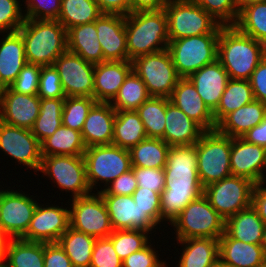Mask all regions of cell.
Wrapping results in <instances>:
<instances>
[{
  "label": "cell",
  "instance_id": "obj_16",
  "mask_svg": "<svg viewBox=\"0 0 266 267\" xmlns=\"http://www.w3.org/2000/svg\"><path fill=\"white\" fill-rule=\"evenodd\" d=\"M0 149L20 164L39 171L42 161L41 143L30 129L0 121Z\"/></svg>",
  "mask_w": 266,
  "mask_h": 267
},
{
  "label": "cell",
  "instance_id": "obj_66",
  "mask_svg": "<svg viewBox=\"0 0 266 267\" xmlns=\"http://www.w3.org/2000/svg\"><path fill=\"white\" fill-rule=\"evenodd\" d=\"M213 267H227L225 265H222L220 262H218L216 265H214Z\"/></svg>",
  "mask_w": 266,
  "mask_h": 267
},
{
  "label": "cell",
  "instance_id": "obj_4",
  "mask_svg": "<svg viewBox=\"0 0 266 267\" xmlns=\"http://www.w3.org/2000/svg\"><path fill=\"white\" fill-rule=\"evenodd\" d=\"M125 30L128 61L168 47V19L164 9L125 15Z\"/></svg>",
  "mask_w": 266,
  "mask_h": 267
},
{
  "label": "cell",
  "instance_id": "obj_2",
  "mask_svg": "<svg viewBox=\"0 0 266 267\" xmlns=\"http://www.w3.org/2000/svg\"><path fill=\"white\" fill-rule=\"evenodd\" d=\"M266 47L241 33L235 26H223L218 37L217 60L227 71L229 79L249 80Z\"/></svg>",
  "mask_w": 266,
  "mask_h": 267
},
{
  "label": "cell",
  "instance_id": "obj_29",
  "mask_svg": "<svg viewBox=\"0 0 266 267\" xmlns=\"http://www.w3.org/2000/svg\"><path fill=\"white\" fill-rule=\"evenodd\" d=\"M266 117V104L259 100L245 104L227 114L217 125L216 130L231 138L242 137Z\"/></svg>",
  "mask_w": 266,
  "mask_h": 267
},
{
  "label": "cell",
  "instance_id": "obj_42",
  "mask_svg": "<svg viewBox=\"0 0 266 267\" xmlns=\"http://www.w3.org/2000/svg\"><path fill=\"white\" fill-rule=\"evenodd\" d=\"M169 101V98L150 97L136 109L148 138H158L164 141L165 113Z\"/></svg>",
  "mask_w": 266,
  "mask_h": 267
},
{
  "label": "cell",
  "instance_id": "obj_63",
  "mask_svg": "<svg viewBox=\"0 0 266 267\" xmlns=\"http://www.w3.org/2000/svg\"><path fill=\"white\" fill-rule=\"evenodd\" d=\"M266 2V0H237V7L239 12L251 4Z\"/></svg>",
  "mask_w": 266,
  "mask_h": 267
},
{
  "label": "cell",
  "instance_id": "obj_6",
  "mask_svg": "<svg viewBox=\"0 0 266 267\" xmlns=\"http://www.w3.org/2000/svg\"><path fill=\"white\" fill-rule=\"evenodd\" d=\"M171 225L176 228V240L219 239L225 232V219L210 205L203 194L191 201Z\"/></svg>",
  "mask_w": 266,
  "mask_h": 267
},
{
  "label": "cell",
  "instance_id": "obj_19",
  "mask_svg": "<svg viewBox=\"0 0 266 267\" xmlns=\"http://www.w3.org/2000/svg\"><path fill=\"white\" fill-rule=\"evenodd\" d=\"M40 112V98L14 92L10 87L0 90V121L32 129Z\"/></svg>",
  "mask_w": 266,
  "mask_h": 267
},
{
  "label": "cell",
  "instance_id": "obj_36",
  "mask_svg": "<svg viewBox=\"0 0 266 267\" xmlns=\"http://www.w3.org/2000/svg\"><path fill=\"white\" fill-rule=\"evenodd\" d=\"M4 262L9 267H44V242L10 239Z\"/></svg>",
  "mask_w": 266,
  "mask_h": 267
},
{
  "label": "cell",
  "instance_id": "obj_26",
  "mask_svg": "<svg viewBox=\"0 0 266 267\" xmlns=\"http://www.w3.org/2000/svg\"><path fill=\"white\" fill-rule=\"evenodd\" d=\"M219 262L227 267H266L261 245L231 238L226 232L219 238Z\"/></svg>",
  "mask_w": 266,
  "mask_h": 267
},
{
  "label": "cell",
  "instance_id": "obj_11",
  "mask_svg": "<svg viewBox=\"0 0 266 267\" xmlns=\"http://www.w3.org/2000/svg\"><path fill=\"white\" fill-rule=\"evenodd\" d=\"M254 185L255 183L248 178L230 175L205 186L203 195L226 220L252 205Z\"/></svg>",
  "mask_w": 266,
  "mask_h": 267
},
{
  "label": "cell",
  "instance_id": "obj_65",
  "mask_svg": "<svg viewBox=\"0 0 266 267\" xmlns=\"http://www.w3.org/2000/svg\"><path fill=\"white\" fill-rule=\"evenodd\" d=\"M0 267H9L4 261H0Z\"/></svg>",
  "mask_w": 266,
  "mask_h": 267
},
{
  "label": "cell",
  "instance_id": "obj_52",
  "mask_svg": "<svg viewBox=\"0 0 266 267\" xmlns=\"http://www.w3.org/2000/svg\"><path fill=\"white\" fill-rule=\"evenodd\" d=\"M135 204L147 212L158 224L162 221L161 193L138 187L132 194Z\"/></svg>",
  "mask_w": 266,
  "mask_h": 267
},
{
  "label": "cell",
  "instance_id": "obj_50",
  "mask_svg": "<svg viewBox=\"0 0 266 267\" xmlns=\"http://www.w3.org/2000/svg\"><path fill=\"white\" fill-rule=\"evenodd\" d=\"M89 267H122V260L115 252L109 238L96 239Z\"/></svg>",
  "mask_w": 266,
  "mask_h": 267
},
{
  "label": "cell",
  "instance_id": "obj_13",
  "mask_svg": "<svg viewBox=\"0 0 266 267\" xmlns=\"http://www.w3.org/2000/svg\"><path fill=\"white\" fill-rule=\"evenodd\" d=\"M39 171L57 183L58 188L72 192L73 198L86 196L92 192L86 177L83 155L43 156Z\"/></svg>",
  "mask_w": 266,
  "mask_h": 267
},
{
  "label": "cell",
  "instance_id": "obj_44",
  "mask_svg": "<svg viewBox=\"0 0 266 267\" xmlns=\"http://www.w3.org/2000/svg\"><path fill=\"white\" fill-rule=\"evenodd\" d=\"M148 233L134 229L114 230L108 238L112 241L115 252L123 261L132 253L141 250L149 244Z\"/></svg>",
  "mask_w": 266,
  "mask_h": 267
},
{
  "label": "cell",
  "instance_id": "obj_40",
  "mask_svg": "<svg viewBox=\"0 0 266 267\" xmlns=\"http://www.w3.org/2000/svg\"><path fill=\"white\" fill-rule=\"evenodd\" d=\"M65 98L40 99V112L31 129L42 143L62 125V111Z\"/></svg>",
  "mask_w": 266,
  "mask_h": 267
},
{
  "label": "cell",
  "instance_id": "obj_55",
  "mask_svg": "<svg viewBox=\"0 0 266 267\" xmlns=\"http://www.w3.org/2000/svg\"><path fill=\"white\" fill-rule=\"evenodd\" d=\"M137 180L130 169L128 172L121 174L117 179L112 181L106 188L98 191L101 195H132L138 188Z\"/></svg>",
  "mask_w": 266,
  "mask_h": 267
},
{
  "label": "cell",
  "instance_id": "obj_56",
  "mask_svg": "<svg viewBox=\"0 0 266 267\" xmlns=\"http://www.w3.org/2000/svg\"><path fill=\"white\" fill-rule=\"evenodd\" d=\"M44 267H73L58 242L44 243Z\"/></svg>",
  "mask_w": 266,
  "mask_h": 267
},
{
  "label": "cell",
  "instance_id": "obj_17",
  "mask_svg": "<svg viewBox=\"0 0 266 267\" xmlns=\"http://www.w3.org/2000/svg\"><path fill=\"white\" fill-rule=\"evenodd\" d=\"M113 230L134 229L151 232L158 223L135 204L132 195H101Z\"/></svg>",
  "mask_w": 266,
  "mask_h": 267
},
{
  "label": "cell",
  "instance_id": "obj_25",
  "mask_svg": "<svg viewBox=\"0 0 266 267\" xmlns=\"http://www.w3.org/2000/svg\"><path fill=\"white\" fill-rule=\"evenodd\" d=\"M116 110L109 102H96L81 130L86 147L112 144Z\"/></svg>",
  "mask_w": 266,
  "mask_h": 267
},
{
  "label": "cell",
  "instance_id": "obj_57",
  "mask_svg": "<svg viewBox=\"0 0 266 267\" xmlns=\"http://www.w3.org/2000/svg\"><path fill=\"white\" fill-rule=\"evenodd\" d=\"M249 82L254 99L266 104V55L253 71Z\"/></svg>",
  "mask_w": 266,
  "mask_h": 267
},
{
  "label": "cell",
  "instance_id": "obj_31",
  "mask_svg": "<svg viewBox=\"0 0 266 267\" xmlns=\"http://www.w3.org/2000/svg\"><path fill=\"white\" fill-rule=\"evenodd\" d=\"M97 38L96 20L72 27L67 31V50L93 64L105 62L106 60Z\"/></svg>",
  "mask_w": 266,
  "mask_h": 267
},
{
  "label": "cell",
  "instance_id": "obj_51",
  "mask_svg": "<svg viewBox=\"0 0 266 267\" xmlns=\"http://www.w3.org/2000/svg\"><path fill=\"white\" fill-rule=\"evenodd\" d=\"M62 0H26L25 19L57 20Z\"/></svg>",
  "mask_w": 266,
  "mask_h": 267
},
{
  "label": "cell",
  "instance_id": "obj_34",
  "mask_svg": "<svg viewBox=\"0 0 266 267\" xmlns=\"http://www.w3.org/2000/svg\"><path fill=\"white\" fill-rule=\"evenodd\" d=\"M86 148L81 132L61 125L52 136L41 143V155L80 156Z\"/></svg>",
  "mask_w": 266,
  "mask_h": 267
},
{
  "label": "cell",
  "instance_id": "obj_61",
  "mask_svg": "<svg viewBox=\"0 0 266 267\" xmlns=\"http://www.w3.org/2000/svg\"><path fill=\"white\" fill-rule=\"evenodd\" d=\"M169 0H130V13L139 11H159Z\"/></svg>",
  "mask_w": 266,
  "mask_h": 267
},
{
  "label": "cell",
  "instance_id": "obj_15",
  "mask_svg": "<svg viewBox=\"0 0 266 267\" xmlns=\"http://www.w3.org/2000/svg\"><path fill=\"white\" fill-rule=\"evenodd\" d=\"M30 197L24 192L0 190V226L11 239L22 238L29 228L38 204Z\"/></svg>",
  "mask_w": 266,
  "mask_h": 267
},
{
  "label": "cell",
  "instance_id": "obj_43",
  "mask_svg": "<svg viewBox=\"0 0 266 267\" xmlns=\"http://www.w3.org/2000/svg\"><path fill=\"white\" fill-rule=\"evenodd\" d=\"M234 26L266 47V2L244 7Z\"/></svg>",
  "mask_w": 266,
  "mask_h": 267
},
{
  "label": "cell",
  "instance_id": "obj_59",
  "mask_svg": "<svg viewBox=\"0 0 266 267\" xmlns=\"http://www.w3.org/2000/svg\"><path fill=\"white\" fill-rule=\"evenodd\" d=\"M101 11L108 14L128 15L130 13V0H95Z\"/></svg>",
  "mask_w": 266,
  "mask_h": 267
},
{
  "label": "cell",
  "instance_id": "obj_3",
  "mask_svg": "<svg viewBox=\"0 0 266 267\" xmlns=\"http://www.w3.org/2000/svg\"><path fill=\"white\" fill-rule=\"evenodd\" d=\"M18 32L29 64L53 65L67 50V30L58 20L25 19Z\"/></svg>",
  "mask_w": 266,
  "mask_h": 267
},
{
  "label": "cell",
  "instance_id": "obj_30",
  "mask_svg": "<svg viewBox=\"0 0 266 267\" xmlns=\"http://www.w3.org/2000/svg\"><path fill=\"white\" fill-rule=\"evenodd\" d=\"M264 229V222L252 205L225 220V232L231 238L249 244L261 245Z\"/></svg>",
  "mask_w": 266,
  "mask_h": 267
},
{
  "label": "cell",
  "instance_id": "obj_39",
  "mask_svg": "<svg viewBox=\"0 0 266 267\" xmlns=\"http://www.w3.org/2000/svg\"><path fill=\"white\" fill-rule=\"evenodd\" d=\"M103 12L95 0H62L58 21L70 28L94 22Z\"/></svg>",
  "mask_w": 266,
  "mask_h": 267
},
{
  "label": "cell",
  "instance_id": "obj_28",
  "mask_svg": "<svg viewBox=\"0 0 266 267\" xmlns=\"http://www.w3.org/2000/svg\"><path fill=\"white\" fill-rule=\"evenodd\" d=\"M0 42V88L9 87L27 63L21 34L7 32Z\"/></svg>",
  "mask_w": 266,
  "mask_h": 267
},
{
  "label": "cell",
  "instance_id": "obj_46",
  "mask_svg": "<svg viewBox=\"0 0 266 267\" xmlns=\"http://www.w3.org/2000/svg\"><path fill=\"white\" fill-rule=\"evenodd\" d=\"M222 26H234L239 16L237 0H191Z\"/></svg>",
  "mask_w": 266,
  "mask_h": 267
},
{
  "label": "cell",
  "instance_id": "obj_1",
  "mask_svg": "<svg viewBox=\"0 0 266 267\" xmlns=\"http://www.w3.org/2000/svg\"><path fill=\"white\" fill-rule=\"evenodd\" d=\"M165 187L161 193L162 222L170 224L191 202L203 194L198 177L195 144L170 146L164 167Z\"/></svg>",
  "mask_w": 266,
  "mask_h": 267
},
{
  "label": "cell",
  "instance_id": "obj_58",
  "mask_svg": "<svg viewBox=\"0 0 266 267\" xmlns=\"http://www.w3.org/2000/svg\"><path fill=\"white\" fill-rule=\"evenodd\" d=\"M265 181L254 185L252 193V206L257 210L259 217L266 227V188Z\"/></svg>",
  "mask_w": 266,
  "mask_h": 267
},
{
  "label": "cell",
  "instance_id": "obj_23",
  "mask_svg": "<svg viewBox=\"0 0 266 267\" xmlns=\"http://www.w3.org/2000/svg\"><path fill=\"white\" fill-rule=\"evenodd\" d=\"M188 79L195 86L205 105L213 113L220 103L229 80L227 71L216 60L191 74Z\"/></svg>",
  "mask_w": 266,
  "mask_h": 267
},
{
  "label": "cell",
  "instance_id": "obj_9",
  "mask_svg": "<svg viewBox=\"0 0 266 267\" xmlns=\"http://www.w3.org/2000/svg\"><path fill=\"white\" fill-rule=\"evenodd\" d=\"M83 157L91 191L99 181L107 187L132 168L129 150L113 144L87 147Z\"/></svg>",
  "mask_w": 266,
  "mask_h": 267
},
{
  "label": "cell",
  "instance_id": "obj_62",
  "mask_svg": "<svg viewBox=\"0 0 266 267\" xmlns=\"http://www.w3.org/2000/svg\"><path fill=\"white\" fill-rule=\"evenodd\" d=\"M10 237L6 234L4 229L0 226V261H4Z\"/></svg>",
  "mask_w": 266,
  "mask_h": 267
},
{
  "label": "cell",
  "instance_id": "obj_24",
  "mask_svg": "<svg viewBox=\"0 0 266 267\" xmlns=\"http://www.w3.org/2000/svg\"><path fill=\"white\" fill-rule=\"evenodd\" d=\"M131 71L132 62L128 60L95 64L93 98L97 102H112Z\"/></svg>",
  "mask_w": 266,
  "mask_h": 267
},
{
  "label": "cell",
  "instance_id": "obj_7",
  "mask_svg": "<svg viewBox=\"0 0 266 267\" xmlns=\"http://www.w3.org/2000/svg\"><path fill=\"white\" fill-rule=\"evenodd\" d=\"M195 146L198 177L203 187L232 175L231 137L219 133L216 129L205 131Z\"/></svg>",
  "mask_w": 266,
  "mask_h": 267
},
{
  "label": "cell",
  "instance_id": "obj_27",
  "mask_svg": "<svg viewBox=\"0 0 266 267\" xmlns=\"http://www.w3.org/2000/svg\"><path fill=\"white\" fill-rule=\"evenodd\" d=\"M205 130L170 101L166 105L164 141L169 146L193 145Z\"/></svg>",
  "mask_w": 266,
  "mask_h": 267
},
{
  "label": "cell",
  "instance_id": "obj_18",
  "mask_svg": "<svg viewBox=\"0 0 266 267\" xmlns=\"http://www.w3.org/2000/svg\"><path fill=\"white\" fill-rule=\"evenodd\" d=\"M42 206L37 204L29 228L21 239L44 243L58 242L70 226L69 210L62 206Z\"/></svg>",
  "mask_w": 266,
  "mask_h": 267
},
{
  "label": "cell",
  "instance_id": "obj_64",
  "mask_svg": "<svg viewBox=\"0 0 266 267\" xmlns=\"http://www.w3.org/2000/svg\"><path fill=\"white\" fill-rule=\"evenodd\" d=\"M261 246L264 250V253L266 255V227L264 229V233H263V239H262V243H261Z\"/></svg>",
  "mask_w": 266,
  "mask_h": 267
},
{
  "label": "cell",
  "instance_id": "obj_12",
  "mask_svg": "<svg viewBox=\"0 0 266 267\" xmlns=\"http://www.w3.org/2000/svg\"><path fill=\"white\" fill-rule=\"evenodd\" d=\"M70 227L96 238H108L114 231L106 204L99 192L72 198Z\"/></svg>",
  "mask_w": 266,
  "mask_h": 267
},
{
  "label": "cell",
  "instance_id": "obj_54",
  "mask_svg": "<svg viewBox=\"0 0 266 267\" xmlns=\"http://www.w3.org/2000/svg\"><path fill=\"white\" fill-rule=\"evenodd\" d=\"M155 249L147 244L141 250L132 253L122 261V267H164L165 261H160Z\"/></svg>",
  "mask_w": 266,
  "mask_h": 267
},
{
  "label": "cell",
  "instance_id": "obj_32",
  "mask_svg": "<svg viewBox=\"0 0 266 267\" xmlns=\"http://www.w3.org/2000/svg\"><path fill=\"white\" fill-rule=\"evenodd\" d=\"M185 245L178 267H213L219 262V239L189 238L177 240Z\"/></svg>",
  "mask_w": 266,
  "mask_h": 267
},
{
  "label": "cell",
  "instance_id": "obj_33",
  "mask_svg": "<svg viewBox=\"0 0 266 267\" xmlns=\"http://www.w3.org/2000/svg\"><path fill=\"white\" fill-rule=\"evenodd\" d=\"M147 138V133L136 110L116 111L112 144L130 149Z\"/></svg>",
  "mask_w": 266,
  "mask_h": 267
},
{
  "label": "cell",
  "instance_id": "obj_37",
  "mask_svg": "<svg viewBox=\"0 0 266 267\" xmlns=\"http://www.w3.org/2000/svg\"><path fill=\"white\" fill-rule=\"evenodd\" d=\"M254 100L249 80L229 79L217 109L213 112L215 125L227 114Z\"/></svg>",
  "mask_w": 266,
  "mask_h": 267
},
{
  "label": "cell",
  "instance_id": "obj_35",
  "mask_svg": "<svg viewBox=\"0 0 266 267\" xmlns=\"http://www.w3.org/2000/svg\"><path fill=\"white\" fill-rule=\"evenodd\" d=\"M96 239L69 226L58 243L64 249L73 267H89Z\"/></svg>",
  "mask_w": 266,
  "mask_h": 267
},
{
  "label": "cell",
  "instance_id": "obj_8",
  "mask_svg": "<svg viewBox=\"0 0 266 267\" xmlns=\"http://www.w3.org/2000/svg\"><path fill=\"white\" fill-rule=\"evenodd\" d=\"M219 34H204L169 41L168 51L180 78H188L217 60Z\"/></svg>",
  "mask_w": 266,
  "mask_h": 267
},
{
  "label": "cell",
  "instance_id": "obj_47",
  "mask_svg": "<svg viewBox=\"0 0 266 267\" xmlns=\"http://www.w3.org/2000/svg\"><path fill=\"white\" fill-rule=\"evenodd\" d=\"M19 2L18 0H0V33L16 32L23 25L25 16Z\"/></svg>",
  "mask_w": 266,
  "mask_h": 267
},
{
  "label": "cell",
  "instance_id": "obj_10",
  "mask_svg": "<svg viewBox=\"0 0 266 267\" xmlns=\"http://www.w3.org/2000/svg\"><path fill=\"white\" fill-rule=\"evenodd\" d=\"M131 62L132 70L143 80L151 97L171 96L180 77L168 49L138 56Z\"/></svg>",
  "mask_w": 266,
  "mask_h": 267
},
{
  "label": "cell",
  "instance_id": "obj_60",
  "mask_svg": "<svg viewBox=\"0 0 266 267\" xmlns=\"http://www.w3.org/2000/svg\"><path fill=\"white\" fill-rule=\"evenodd\" d=\"M242 138L249 143L266 148V117L261 123L248 130Z\"/></svg>",
  "mask_w": 266,
  "mask_h": 267
},
{
  "label": "cell",
  "instance_id": "obj_20",
  "mask_svg": "<svg viewBox=\"0 0 266 267\" xmlns=\"http://www.w3.org/2000/svg\"><path fill=\"white\" fill-rule=\"evenodd\" d=\"M230 167L232 175L248 178L255 184L264 182L266 148L242 137L231 138Z\"/></svg>",
  "mask_w": 266,
  "mask_h": 267
},
{
  "label": "cell",
  "instance_id": "obj_41",
  "mask_svg": "<svg viewBox=\"0 0 266 267\" xmlns=\"http://www.w3.org/2000/svg\"><path fill=\"white\" fill-rule=\"evenodd\" d=\"M150 97L145 83L132 70L110 104L116 111L136 110Z\"/></svg>",
  "mask_w": 266,
  "mask_h": 267
},
{
  "label": "cell",
  "instance_id": "obj_49",
  "mask_svg": "<svg viewBox=\"0 0 266 267\" xmlns=\"http://www.w3.org/2000/svg\"><path fill=\"white\" fill-rule=\"evenodd\" d=\"M41 66L26 63L15 81L9 86L14 92L37 95L39 90Z\"/></svg>",
  "mask_w": 266,
  "mask_h": 267
},
{
  "label": "cell",
  "instance_id": "obj_38",
  "mask_svg": "<svg viewBox=\"0 0 266 267\" xmlns=\"http://www.w3.org/2000/svg\"><path fill=\"white\" fill-rule=\"evenodd\" d=\"M170 146L158 138H145L129 149L131 165L141 168H164Z\"/></svg>",
  "mask_w": 266,
  "mask_h": 267
},
{
  "label": "cell",
  "instance_id": "obj_48",
  "mask_svg": "<svg viewBox=\"0 0 266 267\" xmlns=\"http://www.w3.org/2000/svg\"><path fill=\"white\" fill-rule=\"evenodd\" d=\"M37 96L40 99L65 98L59 73L54 65L41 66L39 90Z\"/></svg>",
  "mask_w": 266,
  "mask_h": 267
},
{
  "label": "cell",
  "instance_id": "obj_45",
  "mask_svg": "<svg viewBox=\"0 0 266 267\" xmlns=\"http://www.w3.org/2000/svg\"><path fill=\"white\" fill-rule=\"evenodd\" d=\"M96 102L91 97H65L62 125L81 132L86 117Z\"/></svg>",
  "mask_w": 266,
  "mask_h": 267
},
{
  "label": "cell",
  "instance_id": "obj_21",
  "mask_svg": "<svg viewBox=\"0 0 266 267\" xmlns=\"http://www.w3.org/2000/svg\"><path fill=\"white\" fill-rule=\"evenodd\" d=\"M96 30L106 61L128 60L125 15L103 13L96 19Z\"/></svg>",
  "mask_w": 266,
  "mask_h": 267
},
{
  "label": "cell",
  "instance_id": "obj_22",
  "mask_svg": "<svg viewBox=\"0 0 266 267\" xmlns=\"http://www.w3.org/2000/svg\"><path fill=\"white\" fill-rule=\"evenodd\" d=\"M170 102L198 123L205 131L216 129L213 113L205 105L188 78H180L169 97Z\"/></svg>",
  "mask_w": 266,
  "mask_h": 267
},
{
  "label": "cell",
  "instance_id": "obj_53",
  "mask_svg": "<svg viewBox=\"0 0 266 267\" xmlns=\"http://www.w3.org/2000/svg\"><path fill=\"white\" fill-rule=\"evenodd\" d=\"M137 180V186L157 193H162L165 187L164 168H131Z\"/></svg>",
  "mask_w": 266,
  "mask_h": 267
},
{
  "label": "cell",
  "instance_id": "obj_5",
  "mask_svg": "<svg viewBox=\"0 0 266 267\" xmlns=\"http://www.w3.org/2000/svg\"><path fill=\"white\" fill-rule=\"evenodd\" d=\"M169 41L204 34H219L223 27L191 0H169L164 7Z\"/></svg>",
  "mask_w": 266,
  "mask_h": 267
},
{
  "label": "cell",
  "instance_id": "obj_14",
  "mask_svg": "<svg viewBox=\"0 0 266 267\" xmlns=\"http://www.w3.org/2000/svg\"><path fill=\"white\" fill-rule=\"evenodd\" d=\"M66 97H91L94 90L95 64L66 50L54 62Z\"/></svg>",
  "mask_w": 266,
  "mask_h": 267
}]
</instances>
